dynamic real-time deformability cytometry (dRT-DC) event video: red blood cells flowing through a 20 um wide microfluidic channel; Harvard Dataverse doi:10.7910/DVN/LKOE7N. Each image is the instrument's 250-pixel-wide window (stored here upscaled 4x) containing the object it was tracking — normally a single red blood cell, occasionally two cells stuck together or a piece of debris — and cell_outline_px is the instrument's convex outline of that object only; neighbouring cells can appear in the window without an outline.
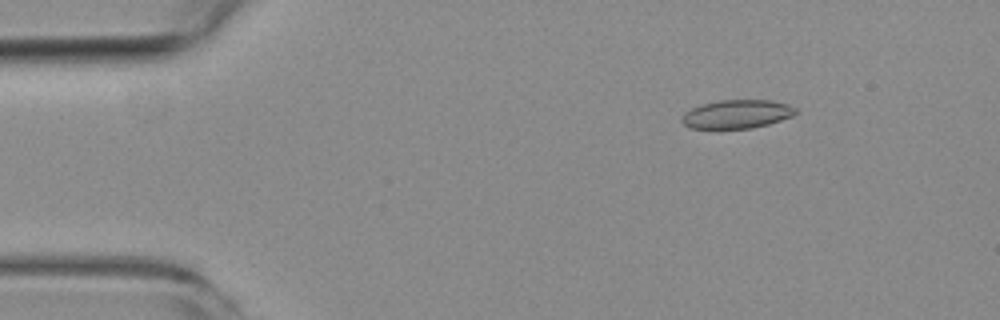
{"species": "common noctule bat (a hibernating species)", "species_latin": "Nyctalus noctula", "temperature_condition": "room temperature", "stored_images_in_passage": 7, "camera_frame_rate_fps": 3000, "um_per_image_px": 0.085, "animal": {"sex": "female", "body_mass_g": 19.3, "forearm_length_mm": 54.1}, "frame": {"image": 1, "passage_image": 2, "time_ms": 1.667, "image_size_px": [1000, 320], "cell_outline_px": [[796, 112], [792, 116], [768, 124], [752, 128], [688, 128], [680, 120], [684, 112], [692, 108], [704, 104], [720, 100], [772, 100], [788, 104], [796, 108]], "centroid_in_image_um": [62.63, 9.7], "position_along_channel_um": 22.4, "area_um2": 18.84}}
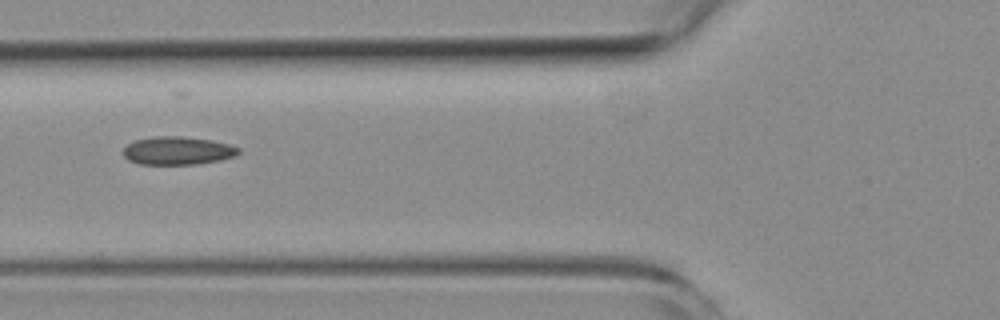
{"frame": {"image": 2, "passage_image": 5, "time_ms": 6.0, "image_size_px": [1000, 320], "cell_outline_px": [[240, 152], [236, 156], [220, 160], [196, 164], [140, 164], [128, 160], [124, 156], [124, 148], [128, 144], [136, 140], [152, 136], [184, 136], [212, 140], [228, 144], [240, 148]], "centroid_in_image_um": [15.12, 12.8], "position_along_channel_um": 110.7, "area_um2": 18.96}}
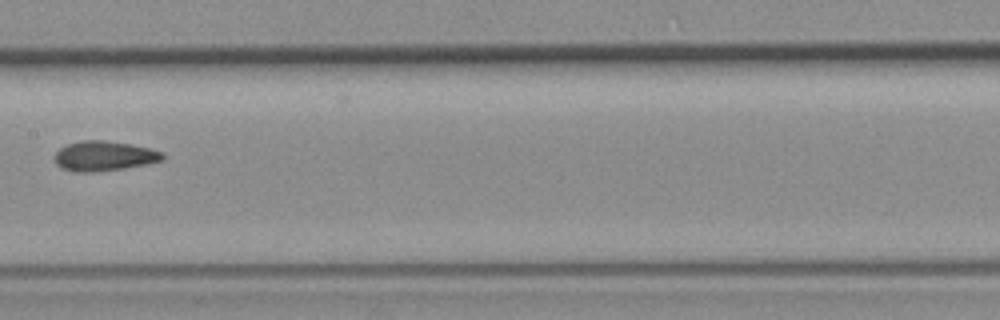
{"frame": {"image": 3, "passage_image": 7, "time_ms": 8.333, "image_size_px": [1000, 320], "cell_outline_px": [[164, 156], [160, 160], [144, 164], [124, 168], [96, 172], [76, 172], [60, 168], [56, 164], [56, 152], [60, 148], [68, 144], [80, 140], [104, 140], [128, 144], [148, 148], [164, 152]], "centroid_in_image_um": [8.8, 13.26], "position_along_channel_um": 198.6, "area_um2": 18.55}}